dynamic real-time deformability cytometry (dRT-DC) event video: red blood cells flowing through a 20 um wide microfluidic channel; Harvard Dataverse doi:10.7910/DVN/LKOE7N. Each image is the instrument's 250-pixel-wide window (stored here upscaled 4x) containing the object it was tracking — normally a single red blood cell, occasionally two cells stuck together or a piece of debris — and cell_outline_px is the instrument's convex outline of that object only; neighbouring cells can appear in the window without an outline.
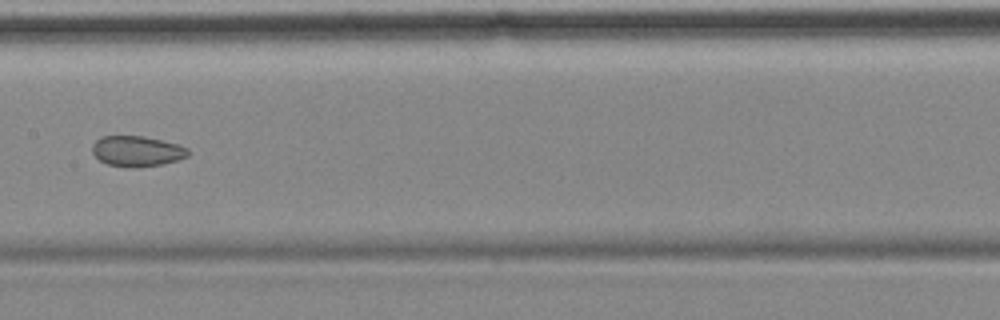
{"species": "common noctule bat (a hibernating species)", "species_latin": "Nyctalus noctula", "temperature_condition": "cold", "stored_images_in_passage": 8, "camera_frame_rate_fps": 3000, "um_per_image_px": 0.085, "animal": {"sex": "female", "body_mass_g": 18.4}, "frame": {"image": 1, "passage_image": 8, "time_ms": 8.667, "image_size_px": [1000, 320], "cell_outline_px": [[188, 156], [176, 160], [160, 164], [136, 168], [128, 168], [108, 164], [100, 160], [92, 152], [92, 144], [100, 136], [144, 136], [180, 144], [188, 148]], "centroid_in_image_um": [11.63, 12.84], "position_along_channel_um": 195.8, "area_um2": 17.11}}